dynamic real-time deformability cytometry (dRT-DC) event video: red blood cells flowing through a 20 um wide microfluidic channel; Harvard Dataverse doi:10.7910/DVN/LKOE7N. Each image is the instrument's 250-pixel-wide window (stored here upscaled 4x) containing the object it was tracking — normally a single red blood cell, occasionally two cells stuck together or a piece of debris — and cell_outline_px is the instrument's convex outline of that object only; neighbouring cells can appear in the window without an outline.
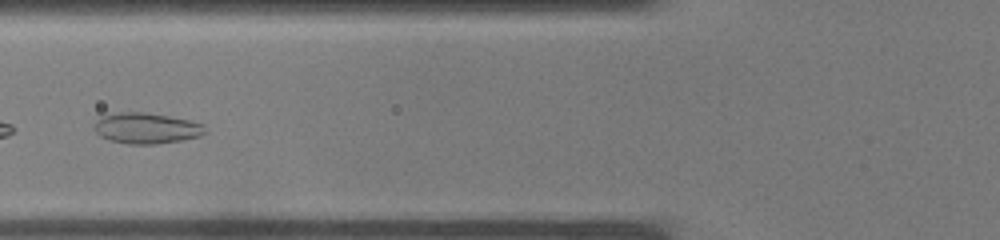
{"species": "common noctule bat (a hibernating species)", "species_latin": "Nyctalus noctula", "temperature_condition": "warm", "stored_images_in_passage": 27, "camera_frame_rate_fps": 3000, "um_per_image_px": 0.085, "animal": {"sex": "male", "body_mass_g": 19.0, "forearm_length_mm": 50.8}, "frame": {"image": 1, "passage_image": 5, "time_ms": 1.333, "image_size_px": [1000, 240], "cell_outline_px": [[208, 132], [200, 136], [180, 140], [156, 144], [128, 144], [108, 140], [100, 136], [92, 128], [92, 124], [100, 116], [120, 112], [144, 112], [168, 116], [188, 120], [204, 124]], "centroid_in_image_um": [12.41, 10.9], "position_along_channel_um": 113.4, "area_um2": 20.11}}
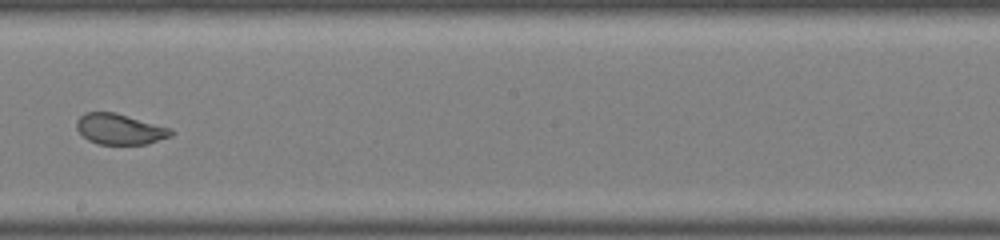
{"frame": {"image": 2, "passage_image": 12, "time_ms": 3.667, "image_size_px": [1000, 240], "cell_outline_px": [[176, 132], [172, 136], [148, 144], [100, 144], [88, 140], [76, 128], [76, 120], [84, 112], [116, 112], [172, 128]], "centroid_in_image_um": [10.22, 10.97], "position_along_channel_um": 238.0, "area_um2": 17.11}}